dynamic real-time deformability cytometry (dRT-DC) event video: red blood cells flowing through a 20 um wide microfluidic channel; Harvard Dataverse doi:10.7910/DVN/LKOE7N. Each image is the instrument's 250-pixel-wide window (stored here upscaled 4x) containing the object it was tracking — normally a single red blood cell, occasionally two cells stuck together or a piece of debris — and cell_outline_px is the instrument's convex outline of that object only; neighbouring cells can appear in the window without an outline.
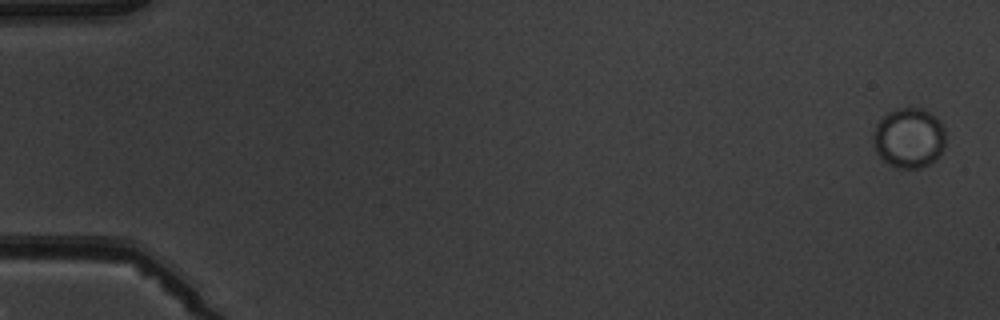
{"species": "common noctule bat (a hibernating species)", "species_latin": "Nyctalus noctula", "temperature_condition": "warm", "stored_images_in_passage": 6, "camera_frame_rate_fps": 3000, "um_per_image_px": 0.085, "animal": {"sex": "male", "body_mass_g": 19.5, "forearm_length_mm": 54.6}, "frame": {"image": 1, "passage_image": 1, "time_ms": 0.0, "image_size_px": [1000, 320], "cell_outline_px": [[944, 148], [936, 160], [920, 168], [900, 168], [888, 164], [876, 152], [872, 136], [876, 124], [888, 112], [896, 108], [924, 108], [936, 116], [940, 120], [944, 128]], "centroid_in_image_um": [77.27, 11.71], "position_along_channel_um": 7.7, "area_um2": 25.49}}
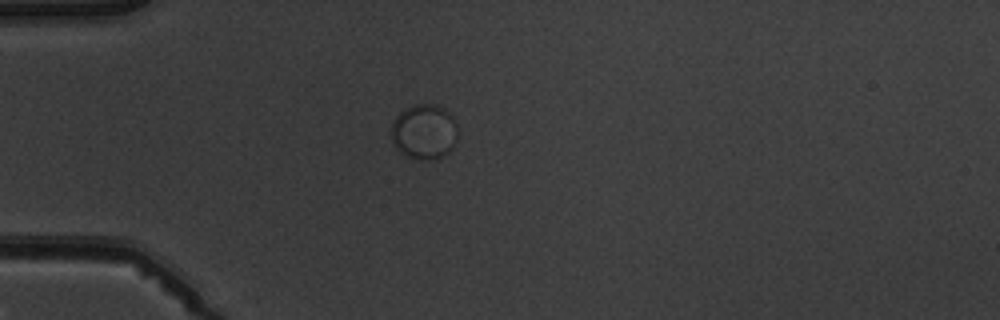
{"frame": {"image": 2, "passage_image": 5, "time_ms": 4.667, "image_size_px": [1000, 320], "cell_outline_px": [[460, 132], [452, 148], [448, 152], [440, 156], [428, 160], [420, 160], [408, 156], [400, 152], [392, 144], [392, 124], [396, 116], [404, 108], [412, 104], [436, 104], [444, 108], [448, 112]], "centroid_in_image_um": [36.05, 11.18], "position_along_channel_um": 48.9, "area_um2": 21.44}}